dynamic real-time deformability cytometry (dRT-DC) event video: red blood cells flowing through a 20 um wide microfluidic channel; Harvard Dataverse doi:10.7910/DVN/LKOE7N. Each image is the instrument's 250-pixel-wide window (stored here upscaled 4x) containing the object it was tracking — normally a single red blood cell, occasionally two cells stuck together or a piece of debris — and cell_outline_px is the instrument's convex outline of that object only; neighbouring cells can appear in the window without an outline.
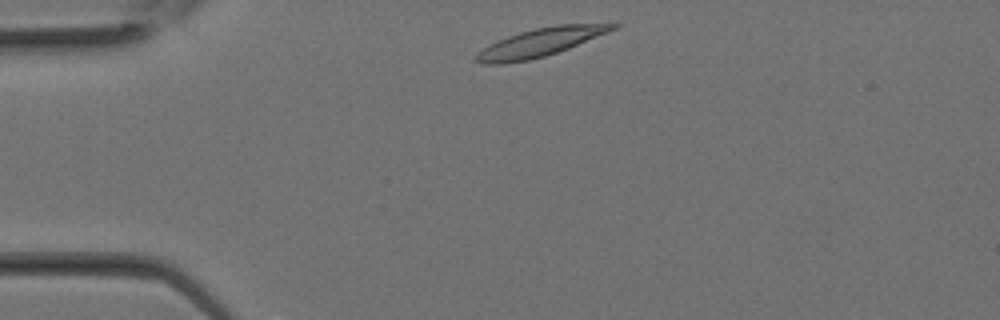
{"species": "Egyptian fruit bat (a non-hibernating species)", "species_latin": "Rousettus aegyptiacus", "temperature_condition": "room temperature", "stored_images_in_passage": 5, "camera_frame_rate_fps": 3000, "um_per_image_px": 0.085, "animal": {"sex": "female"}, "frame": {"image": 1, "passage_image": 1, "time_ms": 0.0, "image_size_px": [1000, 320], "cell_outline_px": [[620, 24], [616, 28], [608, 32], [568, 48], [544, 56], [528, 60], [504, 64], [480, 64], [472, 60], [472, 56], [476, 52], [508, 36], [520, 32], [536, 28], [556, 24], [616, 20]], "centroid_in_image_um": [46.03, 3.56], "position_along_channel_um": 39.0, "area_um2": 23.12}}
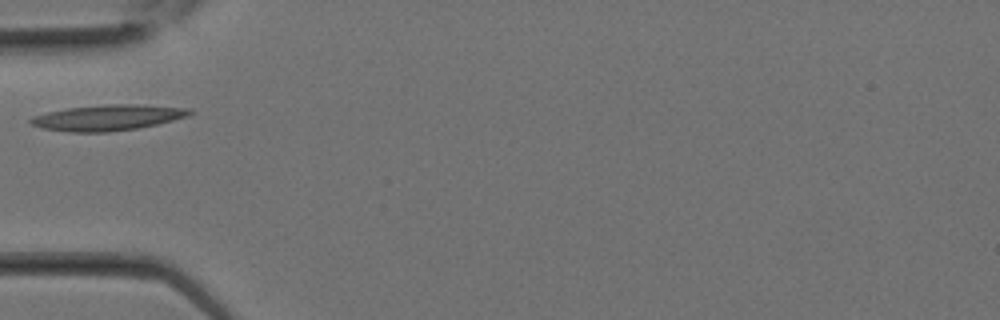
{"frame": {"image": 2, "passage_image": 4, "time_ms": 1.0, "image_size_px": [1000, 320], "cell_outline_px": [[196, 112], [188, 116], [156, 124], [136, 128], [108, 132], [68, 132], [40, 128], [28, 124], [28, 120], [32, 116], [48, 112], [68, 108], [108, 104], [132, 104], [192, 108]], "centroid_in_image_um": [9.13, 10.0], "position_along_channel_um": 75.9, "area_um2": 23.93}}